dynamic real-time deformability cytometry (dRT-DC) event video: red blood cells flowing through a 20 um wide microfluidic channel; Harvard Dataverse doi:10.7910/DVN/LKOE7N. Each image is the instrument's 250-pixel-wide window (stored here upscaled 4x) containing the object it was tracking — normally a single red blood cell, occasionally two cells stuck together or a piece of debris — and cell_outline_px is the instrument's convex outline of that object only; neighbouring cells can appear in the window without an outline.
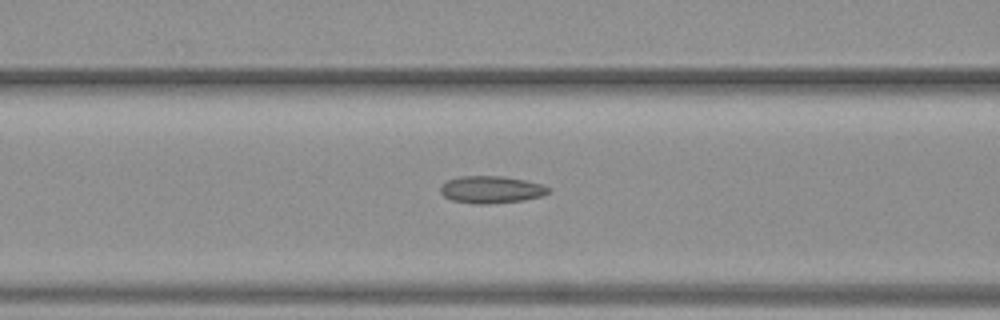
{"species": "common noctule bat (a hibernating species)", "species_latin": "Nyctalus noctula", "temperature_condition": "warm", "stored_images_in_passage": 27, "camera_frame_rate_fps": 3000, "um_per_image_px": 0.085, "animal": {"sex": "female", "body_mass_g": 19.3, "forearm_length_mm": 54.1}, "frame": {"image": 1, "passage_image": 6, "time_ms": 1.667, "image_size_px": [1000, 320], "cell_outline_px": [[548, 192], [540, 196], [524, 200], [488, 204], [476, 204], [452, 200], [444, 196], [440, 192], [440, 184], [448, 180], [460, 176], [504, 176], [524, 180], [540, 184], [548, 188]], "centroid_in_image_um": [41.69, 16.11], "position_along_channel_um": 124.9, "area_um2": 16.99}}
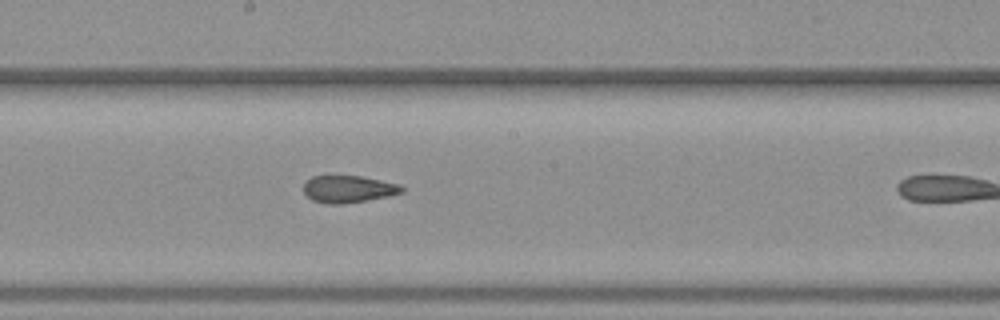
{"frame": {"image": 2, "passage_image": 13, "time_ms": 4.0, "image_size_px": [1000, 320], "cell_outline_px": [[404, 192], [388, 196], [344, 204], [328, 204], [312, 200], [304, 192], [304, 184], [312, 176], [360, 176], [400, 184], [404, 188]], "centroid_in_image_um": [29.62, 16.07], "position_along_channel_um": 218.6, "area_um2": 15.43}}
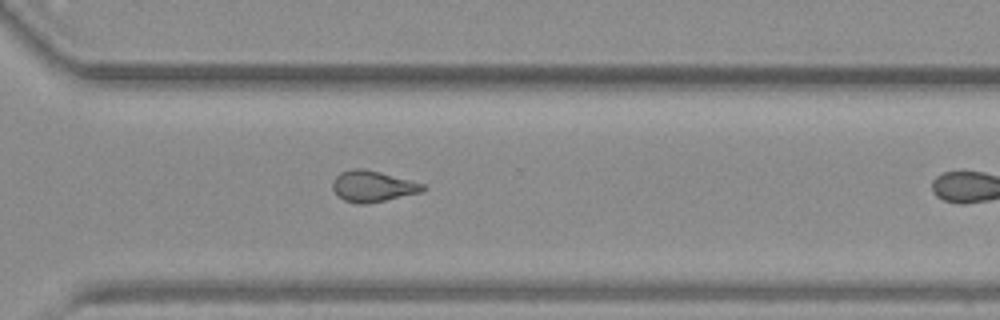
{"frame": {"image": 3, "passage_image": 22, "time_ms": 7.0, "image_size_px": [1000, 320], "cell_outline_px": [[428, 188], [420, 192], [368, 204], [356, 204], [344, 200], [332, 188], [332, 180], [340, 172], [352, 168], [364, 168], [380, 172], [424, 184]], "centroid_in_image_um": [31.66, 15.83], "position_along_channel_um": 338.9, "area_um2": 16.3}}